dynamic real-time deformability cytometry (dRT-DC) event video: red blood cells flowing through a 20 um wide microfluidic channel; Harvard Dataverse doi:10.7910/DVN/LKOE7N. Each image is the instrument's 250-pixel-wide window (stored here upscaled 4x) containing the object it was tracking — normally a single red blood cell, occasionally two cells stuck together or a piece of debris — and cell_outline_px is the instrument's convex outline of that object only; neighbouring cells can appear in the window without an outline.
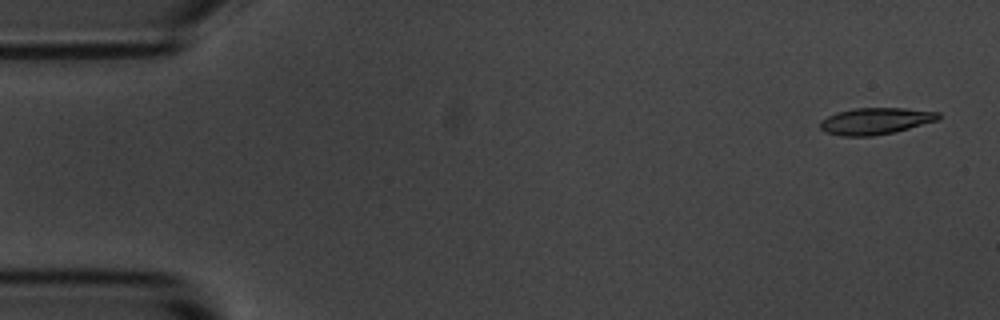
{"species": "common noctule bat (a hibernating species)", "species_latin": "Nyctalus noctula", "temperature_condition": "room temperature", "stored_images_in_passage": 4, "camera_frame_rate_fps": 3000, "um_per_image_px": 0.085, "animal": {"sex": "male", "body_mass_g": 20.1, "forearm_length_mm": 53.5}, "frame": {"image": 1, "passage_image": 1, "time_ms": 0.0, "image_size_px": [1000, 320], "cell_outline_px": [[940, 120], [896, 132], [872, 136], [840, 136], [824, 132], [820, 128], [820, 120], [836, 112], [852, 108], [904, 108], [940, 112]], "centroid_in_image_um": [74.42, 10.29], "position_along_channel_um": 10.6, "area_um2": 18.67}}